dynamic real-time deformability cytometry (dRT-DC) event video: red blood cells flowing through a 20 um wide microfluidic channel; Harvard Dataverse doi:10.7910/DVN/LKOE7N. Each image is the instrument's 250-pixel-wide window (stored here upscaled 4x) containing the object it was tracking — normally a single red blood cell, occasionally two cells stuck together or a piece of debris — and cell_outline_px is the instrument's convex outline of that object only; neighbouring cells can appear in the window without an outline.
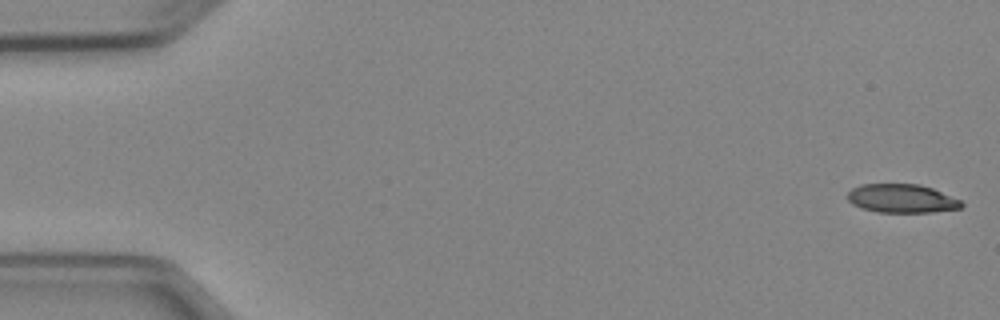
{"species": "Egyptian fruit bat (a non-hibernating species)", "species_latin": "Rousettus aegyptiacus", "temperature_condition": "cold", "stored_images_in_passage": 5, "camera_frame_rate_fps": 3000, "um_per_image_px": 0.085, "animal": {"sex": "female"}, "frame": {"image": 1, "passage_image": 1, "time_ms": 0.0, "image_size_px": [1000, 320], "cell_outline_px": [[964, 204], [960, 208], [932, 212], [876, 212], [852, 204], [848, 200], [848, 192], [852, 188], [860, 184], [920, 184], [932, 188], [960, 200]], "centroid_in_image_um": [76.63, 16.86], "position_along_channel_um": 8.4, "area_um2": 18.9}}
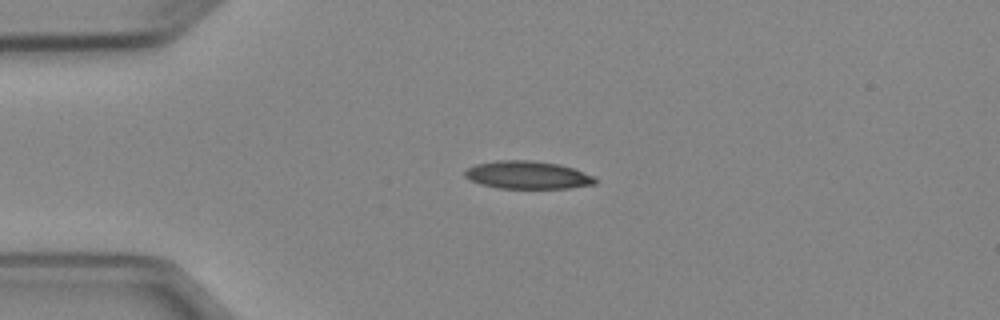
{"frame": {"image": 2, "passage_image": 4, "time_ms": 3.667, "image_size_px": [1000, 320], "cell_outline_px": [[596, 184], [572, 188], [496, 188], [480, 184], [468, 180], [464, 176], [464, 172], [468, 168], [476, 164], [496, 160], [528, 160], [560, 164], [596, 176]], "centroid_in_image_um": [44.84, 14.88], "position_along_channel_um": 40.2, "area_um2": 21.33}}